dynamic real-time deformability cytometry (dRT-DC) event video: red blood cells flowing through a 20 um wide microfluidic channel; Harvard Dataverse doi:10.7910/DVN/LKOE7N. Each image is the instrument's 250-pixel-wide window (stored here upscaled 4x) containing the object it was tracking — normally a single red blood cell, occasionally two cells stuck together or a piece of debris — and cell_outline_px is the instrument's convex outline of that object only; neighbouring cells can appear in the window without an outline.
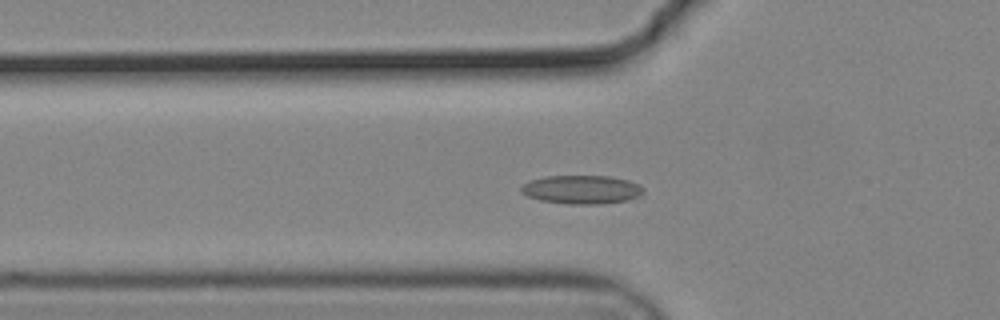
{"species": "common noctule bat (a hibernating species)", "species_latin": "Nyctalus noctula", "temperature_condition": "cold", "stored_images_in_passage": 23, "camera_frame_rate_fps": 3000, "um_per_image_px": 0.085, "animal": {"sex": "male", "body_mass_g": 19.2, "forearm_length_mm": 51.8}, "frame": {"image": 1, "passage_image": 12, "time_ms": 3.667, "image_size_px": [1000, 320], "cell_outline_px": [[644, 192], [640, 196], [628, 200], [600, 204], [568, 204], [540, 200], [528, 196], [520, 192], [520, 188], [528, 180], [544, 176], [612, 176], [628, 180], [644, 188]], "centroid_in_image_um": [49.43, 16.11], "position_along_channel_um": 76.4, "area_um2": 20.52}}
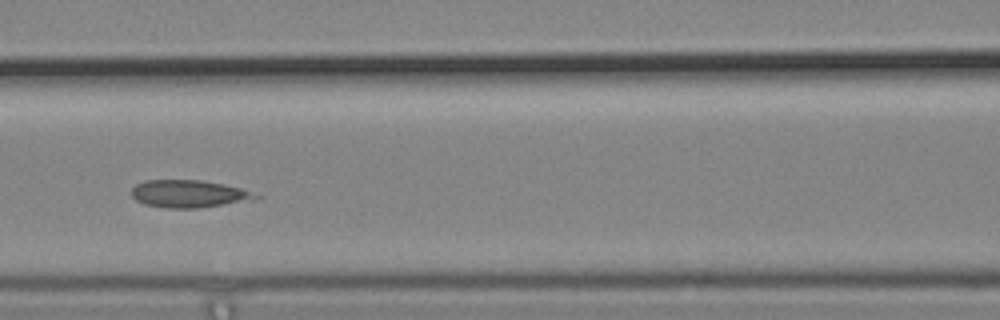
{"frame": {"image": 2, "passage_image": 18, "time_ms": 5.667, "image_size_px": [1000, 320], "cell_outline_px": [[264, 196], [252, 200], [196, 208], [168, 208], [144, 204], [136, 200], [132, 196], [132, 188], [136, 184], [144, 180], [200, 180], [224, 184], [260, 192]], "centroid_in_image_um": [16.13, 16.46], "position_along_channel_um": 150.5, "area_um2": 20.11}}
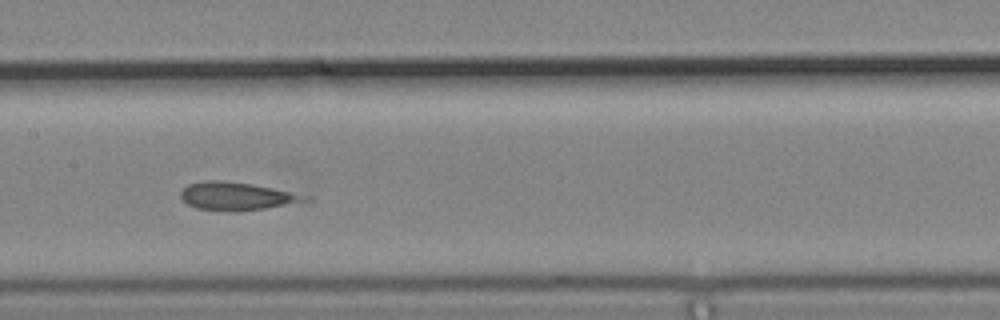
{"frame": {"image": 3, "passage_image": 21, "time_ms": 6.667, "image_size_px": [1000, 320], "cell_outline_px": [[312, 200], [264, 208], [196, 208], [188, 204], [180, 196], [180, 192], [188, 184], [204, 180], [220, 180], [252, 184], [312, 196]], "centroid_in_image_um": [20.15, 16.61], "position_along_channel_um": 187.3, "area_um2": 19.25}}